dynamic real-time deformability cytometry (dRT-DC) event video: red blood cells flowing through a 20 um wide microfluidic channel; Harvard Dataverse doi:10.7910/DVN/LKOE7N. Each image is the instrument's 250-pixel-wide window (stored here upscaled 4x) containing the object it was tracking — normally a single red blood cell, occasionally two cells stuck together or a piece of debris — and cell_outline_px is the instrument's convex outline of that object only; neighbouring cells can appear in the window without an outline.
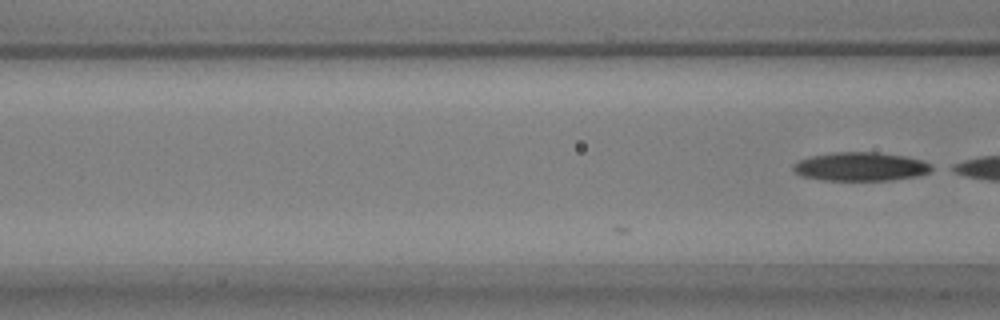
{"species": "common noctule bat (a hibernating species)", "species_latin": "Nyctalus noctula", "temperature_condition": "warm", "stored_images_in_passage": 4, "camera_frame_rate_fps": 3000, "um_per_image_px": 0.085, "animal": {"sex": "male", "body_mass_g": 17.9, "forearm_length_mm": 54.2}, "frame": {"image": 1, "passage_image": 4, "time_ms": 1.0, "image_size_px": [1000, 320], "cell_outline_px": [[936, 168], [928, 172], [916, 176], [892, 180], [824, 180], [804, 176], [796, 172], [792, 168], [792, 164], [800, 160], [812, 156], [836, 152], [876, 152], [904, 156], [924, 160], [932, 164]], "centroid_in_image_um": [73.2, 14.16], "position_along_channel_um": 93.4, "area_um2": 23.06}}